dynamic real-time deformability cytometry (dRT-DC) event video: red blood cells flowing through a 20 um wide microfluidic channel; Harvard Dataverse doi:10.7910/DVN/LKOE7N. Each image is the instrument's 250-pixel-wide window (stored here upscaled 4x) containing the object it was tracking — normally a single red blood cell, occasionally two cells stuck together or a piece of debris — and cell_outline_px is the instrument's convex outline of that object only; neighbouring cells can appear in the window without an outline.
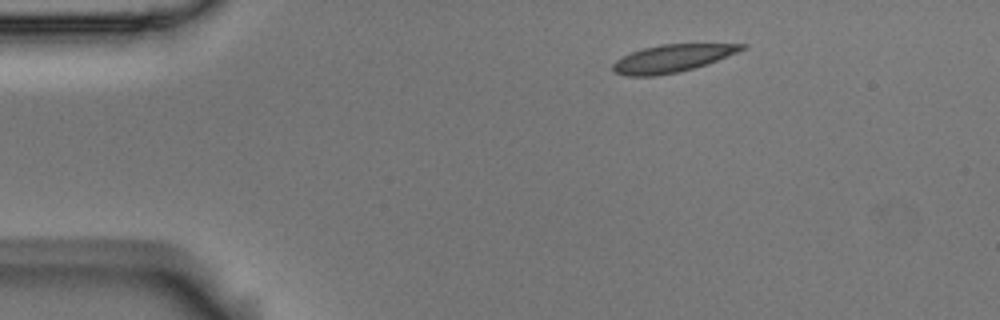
{"species": "Egyptian fruit bat (a non-hibernating species)", "species_latin": "Rousettus aegyptiacus", "temperature_condition": "room temperature", "stored_images_in_passage": 3, "camera_frame_rate_fps": 3000, "um_per_image_px": 0.085, "animal": {"sex": "male"}, "frame": {"image": 1, "passage_image": 1, "time_ms": 0.0, "image_size_px": [1000, 320], "cell_outline_px": [[748, 48], [708, 64], [676, 72], [656, 76], [624, 76], [616, 72], [612, 68], [612, 64], [616, 60], [632, 52], [644, 48], [660, 44], [748, 44]], "centroid_in_image_um": [57.16, 4.96], "position_along_channel_um": 27.8, "area_um2": 20.58}}